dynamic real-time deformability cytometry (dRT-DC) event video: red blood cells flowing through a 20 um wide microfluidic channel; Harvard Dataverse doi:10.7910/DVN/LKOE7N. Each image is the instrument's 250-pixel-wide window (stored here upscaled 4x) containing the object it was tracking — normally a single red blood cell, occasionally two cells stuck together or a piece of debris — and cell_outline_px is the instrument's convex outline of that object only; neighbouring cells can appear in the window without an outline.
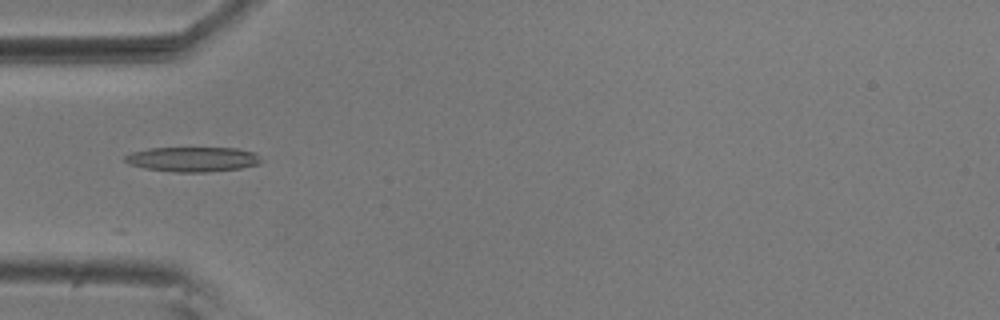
{"species": "common noctule bat (a hibernating species)", "species_latin": "Nyctalus noctula", "temperature_condition": "room temperature", "stored_images_in_passage": 15, "camera_frame_rate_fps": 3000, "um_per_image_px": 0.085, "animal": {"sex": "male", "body_mass_g": 20.5, "forearm_length_mm": 52.5}, "frame": {"image": 1, "passage_image": 1, "time_ms": 0.0, "image_size_px": [1000, 320], "cell_outline_px": [[260, 164], [240, 168], [204, 172], [176, 172], [144, 168], [128, 164], [124, 160], [124, 156], [132, 152], [148, 148], [236, 148], [256, 152], [260, 160]], "centroid_in_image_um": [16.36, 13.53], "position_along_channel_um": 68.6, "area_um2": 19.65}}
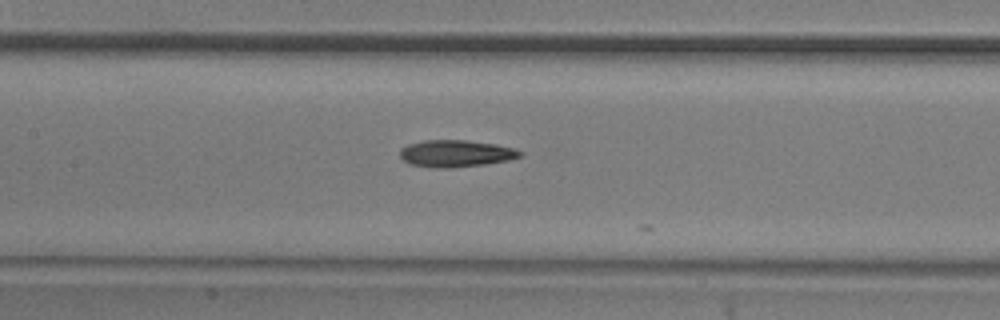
{"frame": {"image": 2, "passage_image": 9, "time_ms": 2.667, "image_size_px": [1000, 320], "cell_outline_px": [[524, 156], [508, 160], [484, 164], [452, 168], [432, 168], [408, 164], [400, 156], [400, 148], [408, 144], [424, 140], [468, 140], [496, 144], [516, 148], [524, 152]], "centroid_in_image_um": [38.77, 13.05], "position_along_channel_um": 168.6, "area_um2": 19.19}}
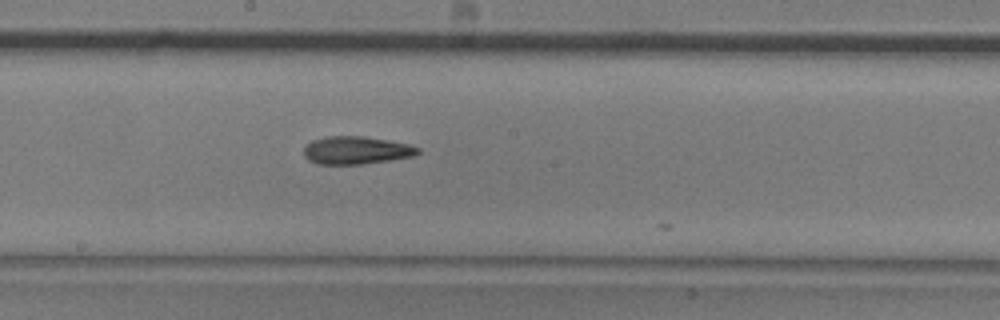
{"frame": {"image": 3, "passage_image": 13, "time_ms": 4.0, "image_size_px": [1000, 320], "cell_outline_px": [[420, 152], [416, 156], [364, 164], [316, 164], [308, 160], [304, 156], [304, 148], [312, 140], [324, 136], [364, 136], [388, 140], [408, 144], [420, 148]], "centroid_in_image_um": [30.29, 12.77], "position_along_channel_um": 217.9, "area_um2": 18.67}}